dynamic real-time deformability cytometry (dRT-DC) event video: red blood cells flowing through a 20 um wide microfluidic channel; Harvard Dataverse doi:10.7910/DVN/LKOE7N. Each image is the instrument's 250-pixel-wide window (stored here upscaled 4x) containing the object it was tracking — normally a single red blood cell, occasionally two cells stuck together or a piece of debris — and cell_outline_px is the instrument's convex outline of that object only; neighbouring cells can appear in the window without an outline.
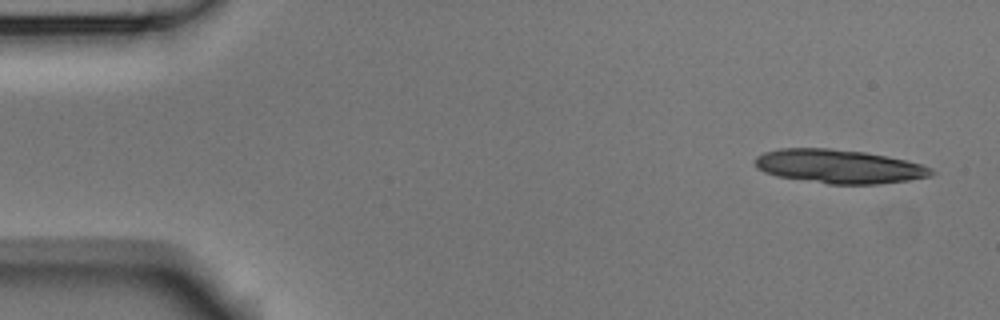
{"species": "Egyptian fruit bat (a non-hibernating species)", "species_latin": "Rousettus aegyptiacus", "temperature_condition": "room temperature", "stored_images_in_passage": 5, "camera_frame_rate_fps": 3000, "um_per_image_px": 0.085, "animal": {"sex": "male"}, "frame": {"image": 1, "passage_image": 1, "time_ms": 0.0, "image_size_px": [1000, 320], "cell_outline_px": [[936, 172], [932, 176], [908, 180], [876, 184], [828, 184], [776, 176], [764, 172], [756, 168], [756, 156], [764, 152], [780, 148], [828, 148], [864, 152], [904, 160], [920, 164], [932, 168]], "centroid_in_image_um": [71.29, 14.15], "position_along_channel_um": 13.7, "area_um2": 34.62}}